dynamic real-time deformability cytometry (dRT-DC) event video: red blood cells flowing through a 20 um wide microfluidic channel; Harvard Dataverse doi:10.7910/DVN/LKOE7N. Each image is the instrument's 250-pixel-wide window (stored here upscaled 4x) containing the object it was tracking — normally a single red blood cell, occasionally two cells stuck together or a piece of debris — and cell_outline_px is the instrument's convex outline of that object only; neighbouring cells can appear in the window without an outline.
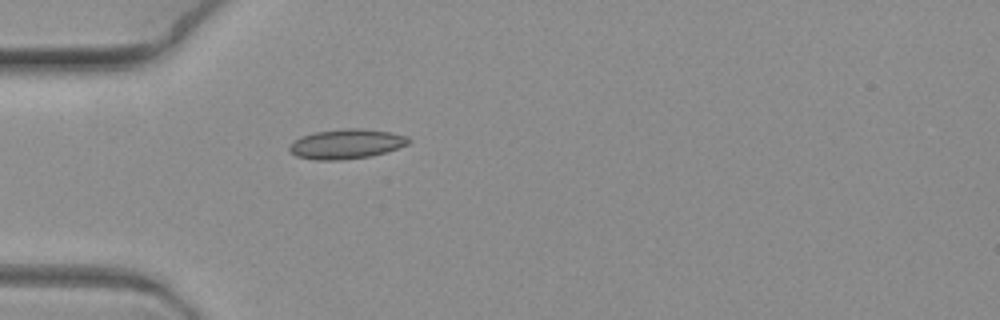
{"species": "common noctule bat (a hibernating species)", "species_latin": "Nyctalus noctula", "temperature_condition": "warm", "stored_images_in_passage": 1, "camera_frame_rate_fps": 3000, "um_per_image_px": 0.085, "animal": {"sex": "female", "body_mass_g": 19.3, "forearm_length_mm": 54.1}, "frame": {"image": 1, "passage_image": 1, "time_ms": 0.0, "image_size_px": [1000, 320], "cell_outline_px": [[412, 140], [408, 144], [384, 152], [368, 156], [336, 160], [316, 160], [296, 156], [288, 148], [300, 136], [312, 132], [344, 128], [360, 128], [392, 132], [408, 136]], "centroid_in_image_um": [29.45, 12.21], "position_along_channel_um": 55.6, "area_um2": 20.52}}